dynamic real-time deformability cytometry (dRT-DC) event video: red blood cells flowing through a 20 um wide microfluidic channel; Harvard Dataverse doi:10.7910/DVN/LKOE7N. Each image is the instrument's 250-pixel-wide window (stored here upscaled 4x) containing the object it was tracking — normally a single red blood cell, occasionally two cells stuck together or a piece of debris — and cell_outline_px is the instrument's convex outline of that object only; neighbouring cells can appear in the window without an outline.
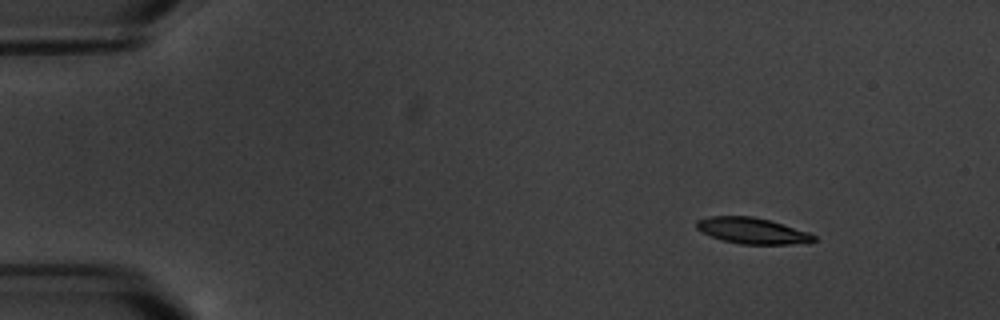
{"species": "common noctule bat (a hibernating species)", "species_latin": "Nyctalus noctula", "temperature_condition": "warm", "stored_images_in_passage": 4, "camera_frame_rate_fps": 3000, "um_per_image_px": 0.085, "animal": {"sex": "male", "body_mass_g": 20.1, "forearm_length_mm": 53.5}, "frame": {"image": 1, "passage_image": 1, "time_ms": 0.0, "image_size_px": [1000, 320], "cell_outline_px": [[816, 240], [808, 244], [740, 244], [724, 240], [700, 232], [696, 228], [696, 220], [708, 216], [752, 216], [768, 220], [808, 232], [816, 236]], "centroid_in_image_um": [63.94, 19.62], "position_along_channel_um": 21.1, "area_um2": 17.8}}
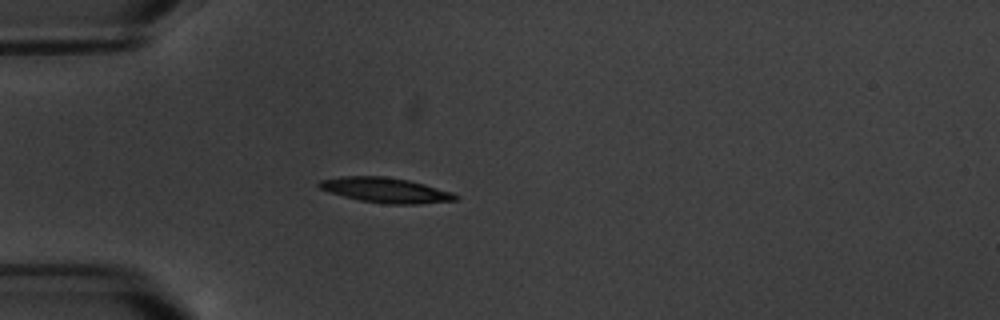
{"frame": {"image": 2, "passage_image": 3, "time_ms": 3.333, "image_size_px": [1000, 320], "cell_outline_px": [[460, 196], [456, 200], [416, 204], [388, 204], [360, 200], [344, 196], [320, 188], [316, 184], [320, 180], [340, 176], [384, 176], [408, 180], [424, 184], [452, 192]], "centroid_in_image_um": [32.78, 16.15], "position_along_channel_um": 52.2, "area_um2": 19.71}}